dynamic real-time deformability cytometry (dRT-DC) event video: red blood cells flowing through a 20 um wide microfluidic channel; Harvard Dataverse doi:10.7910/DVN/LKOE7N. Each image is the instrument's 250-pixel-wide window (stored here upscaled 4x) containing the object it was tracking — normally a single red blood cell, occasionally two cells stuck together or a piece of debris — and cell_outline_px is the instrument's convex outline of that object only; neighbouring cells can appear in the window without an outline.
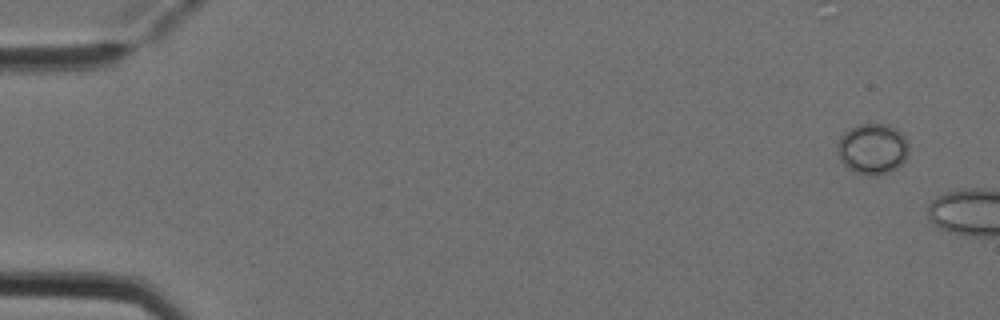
{"species": "Egyptian fruit bat (a non-hibernating species)", "species_latin": "Rousettus aegyptiacus", "temperature_condition": "cold", "stored_images_in_passage": 4, "camera_frame_rate_fps": 3000, "um_per_image_px": 0.085, "animal": {"sex": "female"}, "frame": {"image": 1, "passage_image": 1, "time_ms": 0.0, "image_size_px": [1000, 320], "cell_outline_px": [[908, 152], [904, 160], [896, 168], [888, 172], [876, 176], [868, 176], [856, 172], [848, 168], [840, 160], [836, 148], [836, 144], [840, 136], [844, 132], [856, 124], [884, 124], [896, 128], [904, 136], [908, 144]], "centroid_in_image_um": [74.13, 12.65], "position_along_channel_um": 10.9, "area_um2": 21.21}}